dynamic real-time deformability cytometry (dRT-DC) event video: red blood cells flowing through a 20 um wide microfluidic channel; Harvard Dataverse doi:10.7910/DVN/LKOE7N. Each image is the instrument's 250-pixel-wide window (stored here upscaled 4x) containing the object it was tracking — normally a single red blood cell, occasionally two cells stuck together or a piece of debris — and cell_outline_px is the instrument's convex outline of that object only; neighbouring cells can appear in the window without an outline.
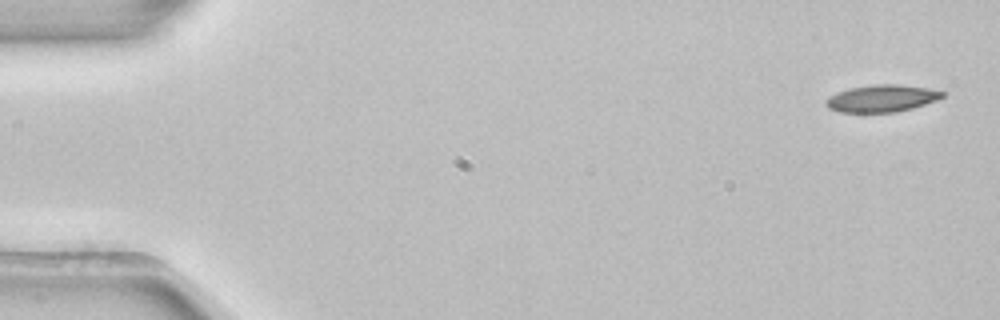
{"species": "common noctule bat (a hibernating species)", "species_latin": "Nyctalus noctula", "temperature_condition": "room temperature", "stored_images_in_passage": 6, "camera_frame_rate_fps": 3000, "um_per_image_px": 0.085, "animal": {"sex": "female", "body_mass_g": 22.7, "forearm_length_mm": 54.2}, "frame": {"image": 1, "passage_image": 1, "time_ms": 0.0, "image_size_px": [1000, 320], "cell_outline_px": [[948, 92], [944, 96], [936, 100], [912, 108], [896, 112], [840, 112], [828, 108], [824, 104], [824, 100], [828, 96], [848, 88], [876, 84], [900, 84], [928, 88]], "centroid_in_image_um": [74.94, 8.35], "position_along_channel_um": 10.1, "area_um2": 18.55}}
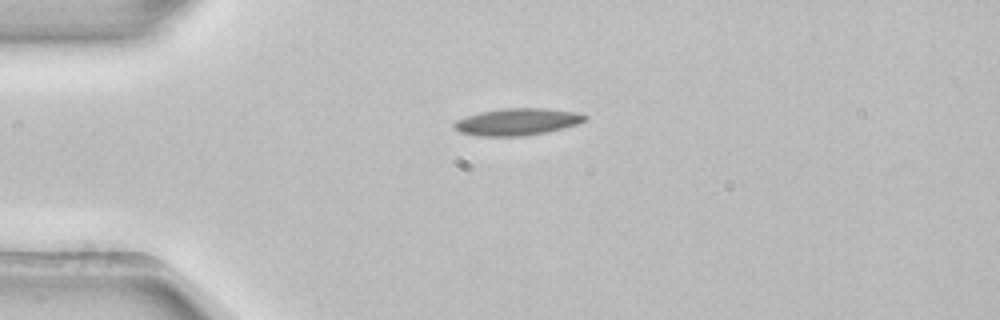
{"frame": {"image": 2, "passage_image": 4, "time_ms": 1.0, "image_size_px": [1000, 320], "cell_outline_px": [[588, 120], [576, 124], [548, 132], [524, 136], [480, 136], [460, 132], [452, 124], [456, 120], [480, 112], [504, 108], [544, 108], [576, 112], [588, 116]], "centroid_in_image_um": [43.99, 10.35], "position_along_channel_um": 41.0, "area_um2": 20.46}}